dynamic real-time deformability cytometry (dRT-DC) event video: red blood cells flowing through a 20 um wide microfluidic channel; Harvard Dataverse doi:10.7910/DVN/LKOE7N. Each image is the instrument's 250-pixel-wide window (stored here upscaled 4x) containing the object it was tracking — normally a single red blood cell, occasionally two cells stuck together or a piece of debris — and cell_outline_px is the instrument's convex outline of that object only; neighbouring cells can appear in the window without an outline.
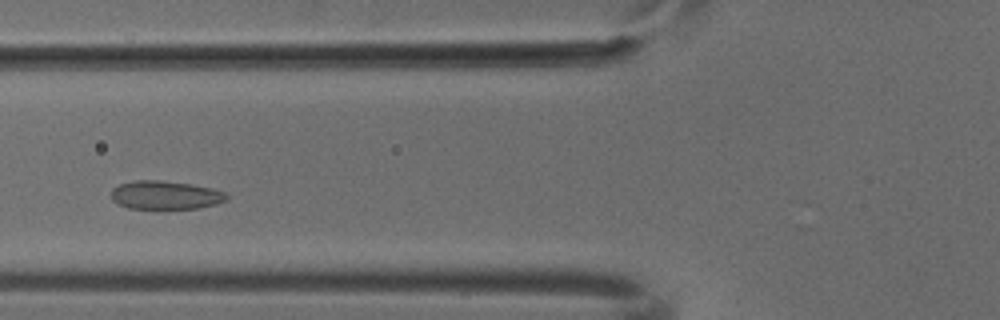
{"species": "common noctule bat (a hibernating species)", "species_latin": "Nyctalus noctula", "temperature_condition": "cold", "stored_images_in_passage": 3, "camera_frame_rate_fps": 3000, "um_per_image_px": 0.085, "animal": {"sex": "male", "body_mass_g": 18.8}, "frame": {"image": 1, "passage_image": 3, "time_ms": 0.667, "image_size_px": [1000, 320], "cell_outline_px": [[228, 200], [216, 204], [200, 208], [128, 208], [112, 200], [112, 188], [120, 184], [132, 180], [160, 180], [192, 184], [212, 188], [228, 192]], "centroid_in_image_um": [14.11, 16.57], "position_along_channel_um": 111.7, "area_um2": 19.25}}